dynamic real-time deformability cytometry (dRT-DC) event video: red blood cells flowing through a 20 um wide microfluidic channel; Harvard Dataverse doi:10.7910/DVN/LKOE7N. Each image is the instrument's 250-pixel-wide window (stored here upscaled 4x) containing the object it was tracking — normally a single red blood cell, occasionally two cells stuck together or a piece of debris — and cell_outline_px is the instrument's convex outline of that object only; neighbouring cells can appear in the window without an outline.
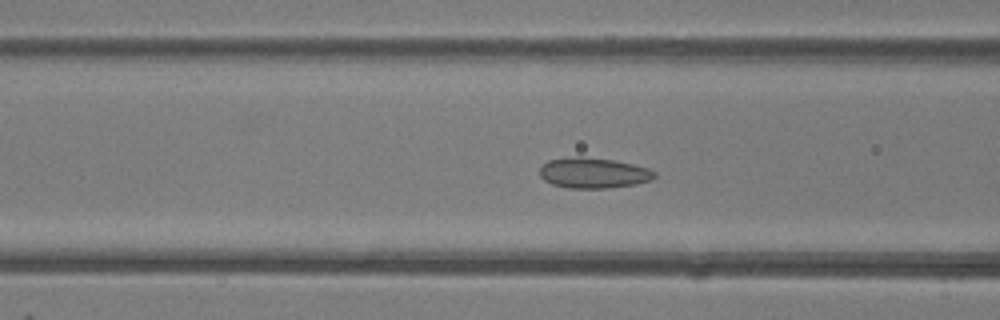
{"species": "common noctule bat (a hibernating species)", "species_latin": "Nyctalus noctula", "temperature_condition": "room temperature", "stored_images_in_passage": 51, "camera_frame_rate_fps": 3000, "um_per_image_px": 0.085, "animal": {"sex": "female"}, "frame": {"image": 1, "passage_image": 20, "time_ms": 6.333, "image_size_px": [1000, 320], "cell_outline_px": [[656, 176], [652, 180], [636, 184], [608, 188], [568, 188], [552, 184], [544, 180], [540, 176], [540, 168], [548, 160], [576, 156], [580, 156], [612, 160], [632, 164], [648, 168], [656, 172]], "centroid_in_image_um": [50.45, 14.7], "position_along_channel_um": 116.2, "area_um2": 20.4}}
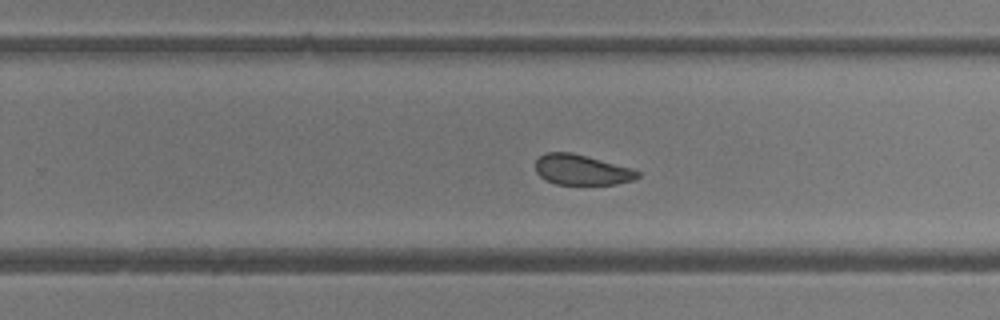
{"frame": {"image": 2, "passage_image": 32, "time_ms": 10.333, "image_size_px": [1000, 320], "cell_outline_px": [[640, 176], [632, 180], [616, 184], [556, 184], [540, 176], [536, 172], [536, 160], [544, 152], [572, 152], [632, 168], [640, 172]], "centroid_in_image_um": [49.44, 14.42], "position_along_channel_um": 280.4, "area_um2": 17.98}}
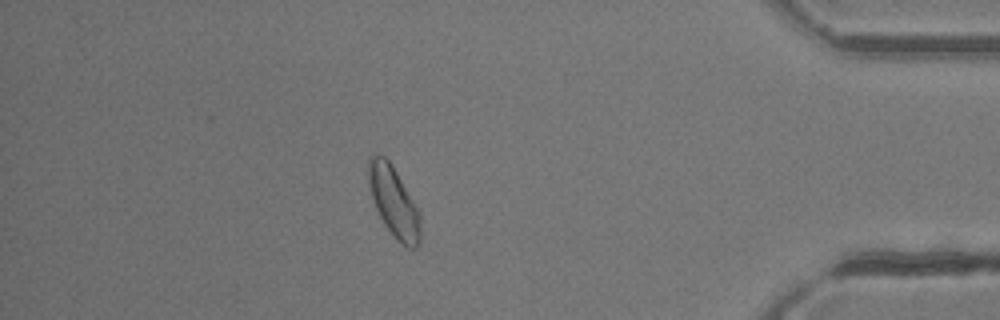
{"frame": {"image": 3, "passage_image": 44, "time_ms": 14.333, "image_size_px": [1000, 320], "cell_outline_px": [[420, 240], [416, 248], [408, 248], [396, 240], [384, 224], [372, 200], [368, 184], [368, 160], [376, 152], [384, 156], [392, 164], [420, 212]], "centroid_in_image_um": [33.46, 17.14], "position_along_channel_um": 401.7, "area_um2": 21.39}, "authors_computed_cell_mechanics": {"area_um2": 20.4034, "velocity_mm_per_s": 4.1191, "shape_relaxation_time_tau1_ms": 3.8354, "shape_relaxation_time_tau2_ms": 1.787, "deformation_change_tau1": 0.0775, "deformation_change_tau2": 0.0734}}